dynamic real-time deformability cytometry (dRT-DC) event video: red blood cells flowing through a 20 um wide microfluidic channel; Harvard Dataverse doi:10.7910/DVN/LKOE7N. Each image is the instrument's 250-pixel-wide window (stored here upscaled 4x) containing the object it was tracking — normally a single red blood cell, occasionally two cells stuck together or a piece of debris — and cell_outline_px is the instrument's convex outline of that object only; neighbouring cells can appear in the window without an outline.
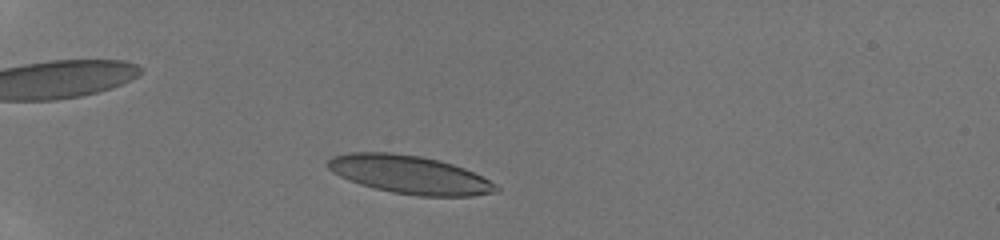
{"species": "human", "species_latin": "Homo sapiens", "temperature_condition": "room temperature", "stored_images_in_passage": 38, "camera_frame_rate_fps": 3000, "um_per_image_px": 0.085, "donor": {"sex": "male"}, "frame": {"image": 1, "passage_image": 6, "time_ms": 1.667, "image_size_px": [1000, 240], "cell_outline_px": [[500, 192], [472, 196], [420, 196], [392, 192], [360, 184], [340, 176], [332, 172], [328, 168], [328, 160], [332, 156], [348, 152], [392, 152], [420, 156], [440, 160], [464, 168], [496, 184], [500, 188]], "centroid_in_image_um": [34.83, 14.84], "position_along_channel_um": 50.2, "area_um2": 37.4}}
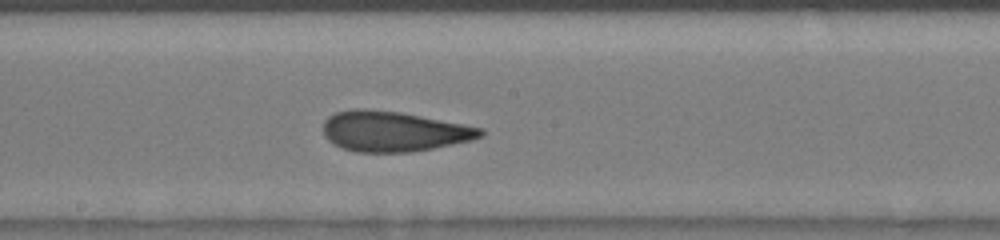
{"frame": {"image": 2, "passage_image": 21, "time_ms": 6.667, "image_size_px": [1000, 240], "cell_outline_px": [[484, 136], [472, 140], [412, 152], [356, 152], [332, 144], [324, 136], [324, 120], [328, 116], [336, 112], [352, 108], [368, 108], [400, 112], [484, 128]], "centroid_in_image_um": [33.44, 11.16], "position_along_channel_um": 214.8, "area_um2": 37.05}}
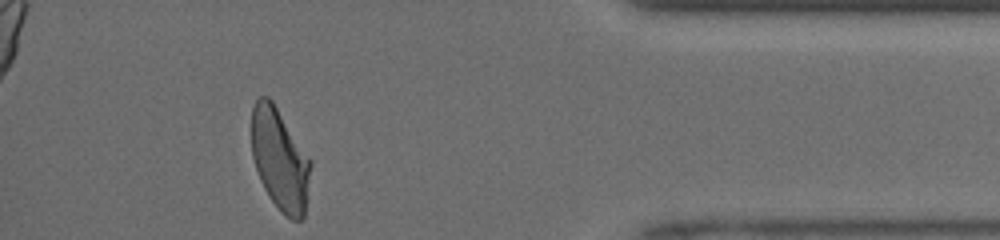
{"frame": {"image": 3, "passage_image": 37, "time_ms": 12.0, "image_size_px": [1000, 240], "cell_outline_px": [[312, 164], [304, 216], [300, 220], [292, 220], [284, 216], [272, 200], [264, 188], [260, 180], [252, 156], [252, 108], [256, 100], [260, 96], [268, 96], [272, 100], [312, 160]], "centroid_in_image_um": [23.8, 13.55], "position_along_channel_um": 411.4, "area_um2": 35.08}, "authors_computed_cell_mechanics": {"area_um2": 36.2984, "velocity_mm_per_s": 4.2331, "shape_relaxation_time_tau1_ms": 8.1419, "shape_relaxation_time_tau2_ms": 1.3776, "deformation_change_tau1": 0.2399, "deformation_change_tau2": 0.0878}}